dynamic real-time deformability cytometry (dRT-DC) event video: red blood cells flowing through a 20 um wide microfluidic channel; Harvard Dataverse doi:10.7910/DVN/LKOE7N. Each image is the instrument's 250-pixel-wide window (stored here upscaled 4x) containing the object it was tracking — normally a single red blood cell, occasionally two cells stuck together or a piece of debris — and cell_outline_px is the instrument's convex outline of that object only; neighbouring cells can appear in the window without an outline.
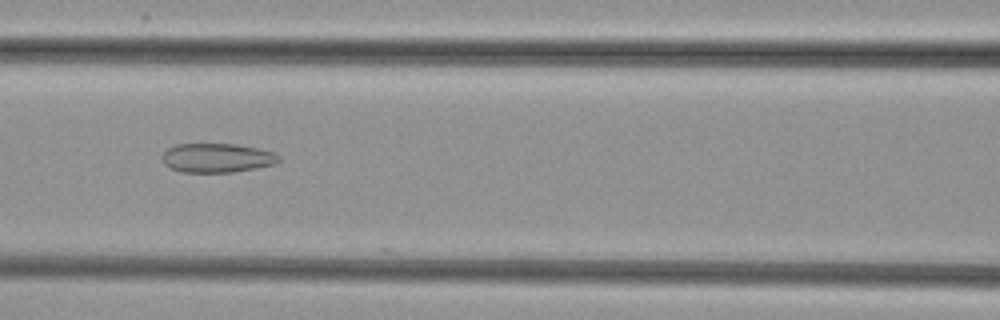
{"species": "common noctule bat (a hibernating species)", "species_latin": "Nyctalus noctula", "temperature_condition": "cold", "stored_images_in_passage": 30, "camera_frame_rate_fps": 3000, "um_per_image_px": 0.085, "animal": {"sex": "female", "body_mass_g": 29.2, "forearm_length_mm": 56.3}, "frame": {"image": 1, "passage_image": 12, "time_ms": 3.667, "image_size_px": [1000, 320], "cell_outline_px": [[280, 160], [276, 164], [256, 168], [232, 172], [180, 172], [164, 164], [160, 156], [168, 148], [176, 144], [236, 144], [256, 148], [272, 152], [280, 156]], "centroid_in_image_um": [18.43, 13.42], "position_along_channel_um": 148.2, "area_um2": 19.83}}
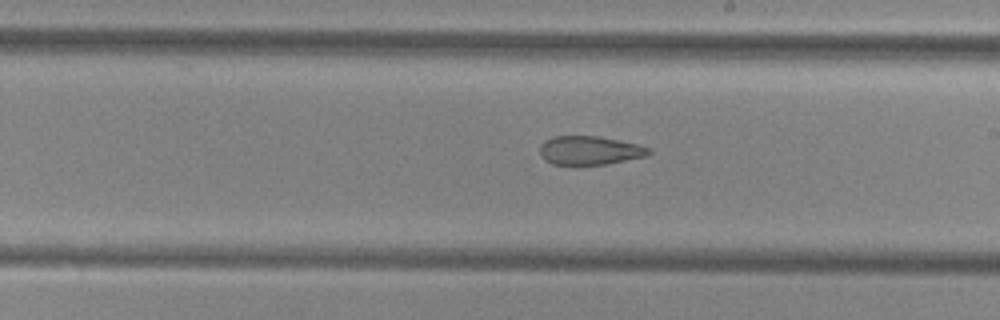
{"frame": {"image": 2, "passage_image": 19, "time_ms": 6.0, "image_size_px": [1000, 320], "cell_outline_px": [[652, 152], [648, 156], [604, 164], [552, 164], [544, 160], [540, 156], [540, 144], [544, 140], [552, 136], [600, 136], [640, 144], [652, 148]], "centroid_in_image_um": [50.15, 12.77], "position_along_channel_um": 238.9, "area_um2": 18.5}}
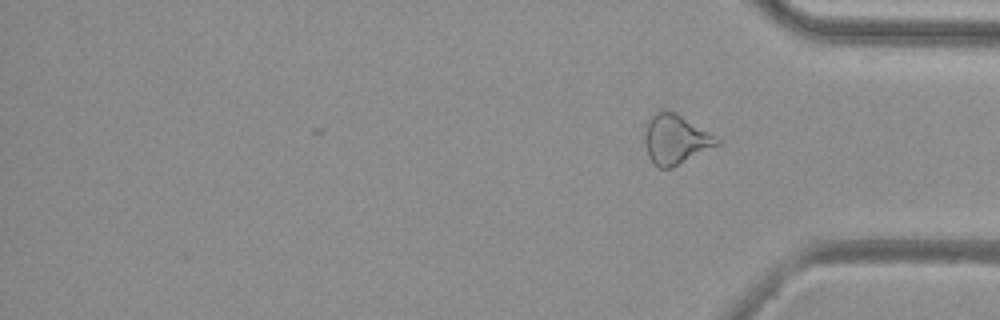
{"frame": {"image": 3, "passage_image": 30, "time_ms": 9.667, "image_size_px": [1000, 320], "cell_outline_px": [[720, 144], [672, 168], [656, 168], [652, 164], [648, 156], [644, 140], [644, 136], [648, 120], [656, 112], [664, 108], [676, 112], [708, 132], [720, 140]], "centroid_in_image_um": [57.38, 11.85], "position_along_channel_um": 377.8, "area_um2": 20.92}}